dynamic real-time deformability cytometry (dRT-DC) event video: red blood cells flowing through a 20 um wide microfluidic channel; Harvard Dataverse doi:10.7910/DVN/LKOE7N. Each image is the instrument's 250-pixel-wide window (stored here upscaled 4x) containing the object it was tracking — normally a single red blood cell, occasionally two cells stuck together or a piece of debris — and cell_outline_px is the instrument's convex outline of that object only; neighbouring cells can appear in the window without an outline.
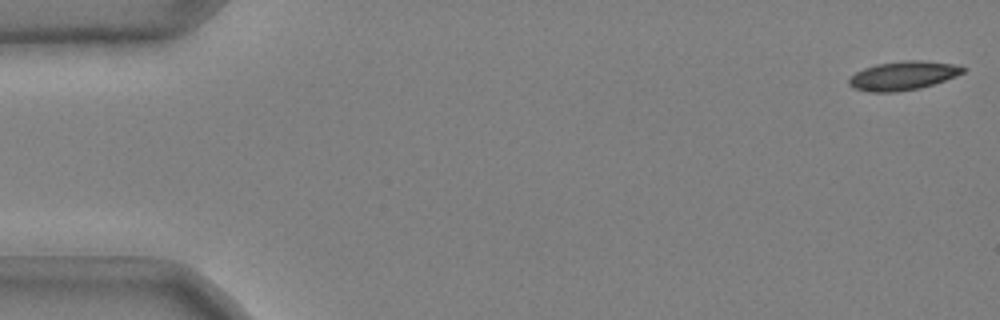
{"species": "common noctule bat (a hibernating species)", "species_latin": "Nyctalus noctula", "temperature_condition": "cold", "stored_images_in_passage": 48, "camera_frame_rate_fps": 3000, "um_per_image_px": 0.085, "animal": {"sex": "male", "body_mass_g": 20.4}, "frame": {"image": 1, "passage_image": 1, "time_ms": 0.0, "image_size_px": [1000, 320], "cell_outline_px": [[968, 68], [964, 72], [956, 76], [920, 88], [896, 92], [872, 92], [852, 88], [848, 84], [848, 80], [856, 72], [864, 68], [876, 64], [904, 60], [920, 60], [952, 64]], "centroid_in_image_um": [76.74, 6.43], "position_along_channel_um": 8.3, "area_um2": 19.07}}
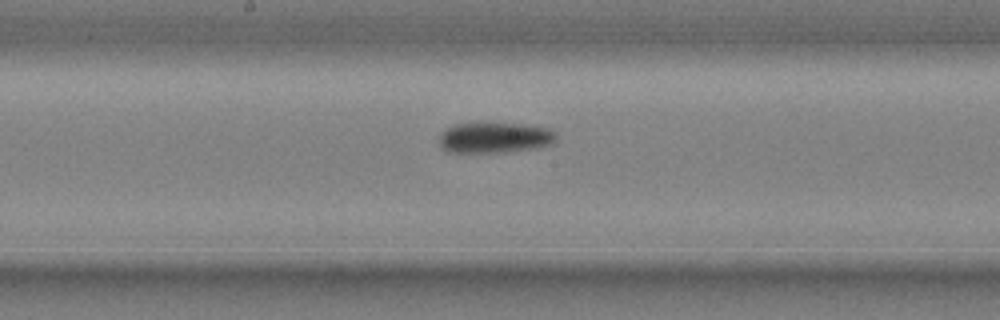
{"frame": {"image": 2, "passage_image": 28, "time_ms": 9.0, "image_size_px": [1000, 320], "cell_outline_px": [[556, 140], [552, 144], [540, 148], [504, 152], [448, 152], [440, 148], [440, 132], [444, 128], [456, 124], [476, 120], [520, 124], [552, 128], [556, 132]], "centroid_in_image_um": [42.04, 11.66], "position_along_channel_um": 206.2, "area_um2": 21.96}}
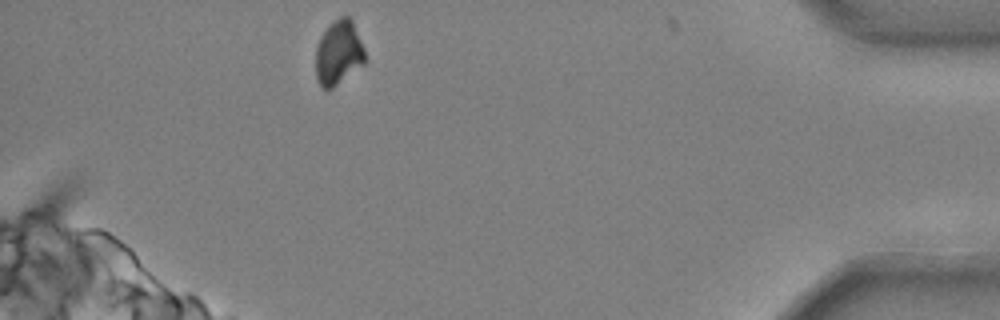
{"frame": {"image": 3, "passage_image": 48, "time_ms": 15.667, "image_size_px": [1000, 320], "cell_outline_px": [[364, 64], [328, 92], [320, 84], [316, 76], [316, 44], [320, 36], [328, 24], [340, 16], [348, 16], [352, 20], [364, 48]], "centroid_in_image_um": [28.76, 4.48], "position_along_channel_um": 406.4, "area_um2": 18.67}, "authors_computed_cell_mechanics": {"area_um2": 20.4901, "velocity_mm_per_s": 3.6834, "shape_relaxation_time_tau1_ms": null, "shape_relaxation_time_tau2_ms": 10.534, "deformation_change_tau1": null, "deformation_change_tau2": 0.1072}}